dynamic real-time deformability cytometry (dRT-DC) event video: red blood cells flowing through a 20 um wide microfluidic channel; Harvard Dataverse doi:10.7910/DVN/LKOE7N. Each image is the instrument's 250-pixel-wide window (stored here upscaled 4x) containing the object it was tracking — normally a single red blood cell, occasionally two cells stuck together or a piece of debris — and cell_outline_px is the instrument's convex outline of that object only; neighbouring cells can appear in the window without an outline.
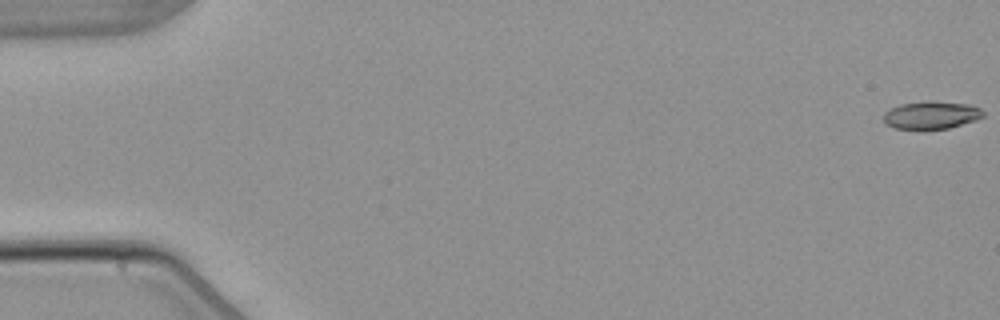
{"species": "common noctule bat (a hibernating species)", "species_latin": "Nyctalus noctula", "temperature_condition": "warm", "stored_images_in_passage": 5, "camera_frame_rate_fps": 3000, "um_per_image_px": 0.085, "animal": {"sex": "male", "body_mass_g": 21.5, "forearm_length_mm": 52.0}, "frame": {"image": 1, "passage_image": 1, "time_ms": 0.0, "image_size_px": [1000, 320], "cell_outline_px": [[984, 116], [976, 120], [948, 128], [896, 128], [884, 124], [884, 112], [900, 104], [924, 100], [932, 100], [972, 104], [980, 108], [984, 112]], "centroid_in_image_um": [79.19, 9.75], "position_along_channel_um": 5.8, "area_um2": 16.18}}
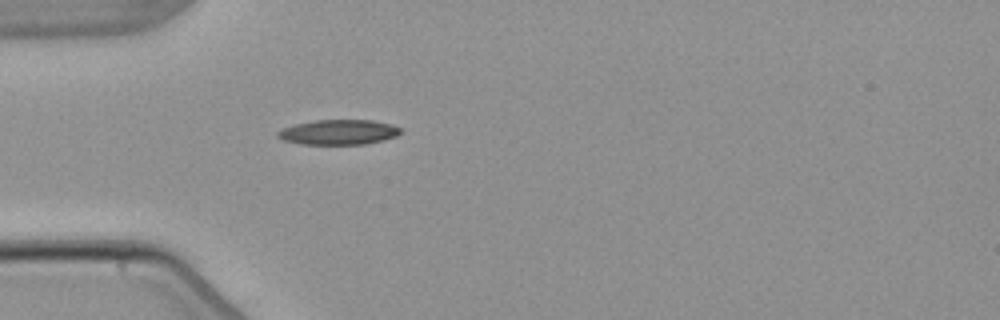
{"frame": {"image": 2, "passage_image": 5, "time_ms": 5.333, "image_size_px": [1000, 320], "cell_outline_px": [[400, 132], [396, 136], [384, 140], [364, 144], [300, 144], [284, 140], [276, 136], [276, 132], [280, 128], [296, 124], [316, 120], [372, 120], [392, 124], [400, 128]], "centroid_in_image_um": [28.75, 11.23], "position_along_channel_um": 56.2, "area_um2": 17.92}}